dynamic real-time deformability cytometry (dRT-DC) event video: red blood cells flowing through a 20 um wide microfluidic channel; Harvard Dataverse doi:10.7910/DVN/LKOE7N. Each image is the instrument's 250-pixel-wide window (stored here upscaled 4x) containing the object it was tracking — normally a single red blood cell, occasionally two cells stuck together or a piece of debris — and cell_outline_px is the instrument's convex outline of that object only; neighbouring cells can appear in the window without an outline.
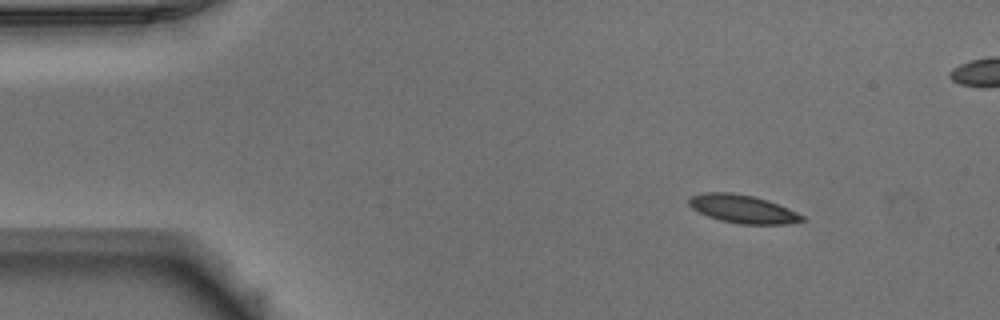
{"species": "Egyptian fruit bat (a non-hibernating species)", "species_latin": "Rousettus aegyptiacus", "temperature_condition": "warm", "stored_images_in_passage": 52, "camera_frame_rate_fps": 3000, "um_per_image_px": 0.085, "animal": {"sex": "male"}, "frame": {"image": 1, "passage_image": 6, "time_ms": 1.667, "image_size_px": [1000, 320], "cell_outline_px": [[804, 220], [788, 224], [740, 224], [720, 220], [708, 216], [692, 208], [688, 204], [688, 200], [692, 196], [704, 192], [732, 192], [752, 196], [768, 200], [788, 208], [804, 216]], "centroid_in_image_um": [63.13, 17.76], "position_along_channel_um": 21.9, "area_um2": 18.5}}
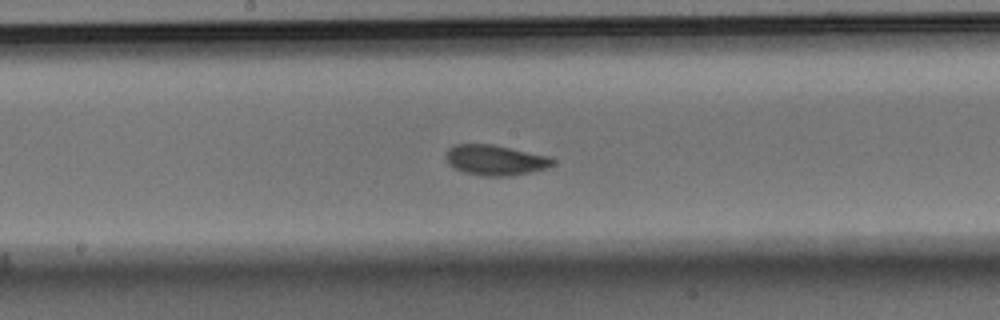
{"frame": {"image": 2, "passage_image": 26, "time_ms": 8.333, "image_size_px": [1000, 320], "cell_outline_px": [[556, 164], [548, 168], [532, 172], [512, 176], [484, 176], [464, 172], [448, 164], [448, 148], [456, 144], [492, 144], [548, 156], [556, 160]], "centroid_in_image_um": [42.17, 13.62], "position_along_channel_um": 206.0, "area_um2": 18.84}}
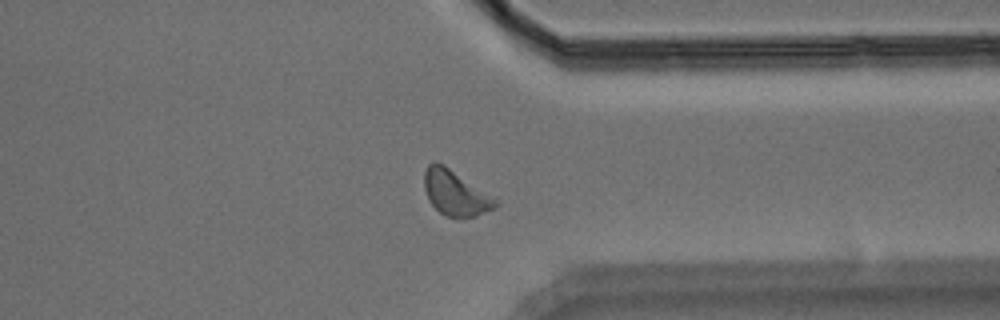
{"frame": {"image": 3, "passage_image": 39, "time_ms": 12.667, "image_size_px": [1000, 320], "cell_outline_px": [[496, 208], [476, 216], [444, 216], [428, 200], [424, 188], [424, 172], [428, 164], [432, 160], [436, 160], [444, 164], [496, 196]], "centroid_in_image_um": [38.72, 16.35], "position_along_channel_um": 372.7, "area_um2": 19.07}, "authors_computed_cell_mechanics": {"area_um2": 18.3515, "velocity_mm_per_s": 3.9114, "shape_relaxation_time_tau1_ms": 2.5428, "shape_relaxation_time_tau2_ms": 2.7218, "deformation_change_tau1": 0.1081, "deformation_change_tau2": 0.0783}}